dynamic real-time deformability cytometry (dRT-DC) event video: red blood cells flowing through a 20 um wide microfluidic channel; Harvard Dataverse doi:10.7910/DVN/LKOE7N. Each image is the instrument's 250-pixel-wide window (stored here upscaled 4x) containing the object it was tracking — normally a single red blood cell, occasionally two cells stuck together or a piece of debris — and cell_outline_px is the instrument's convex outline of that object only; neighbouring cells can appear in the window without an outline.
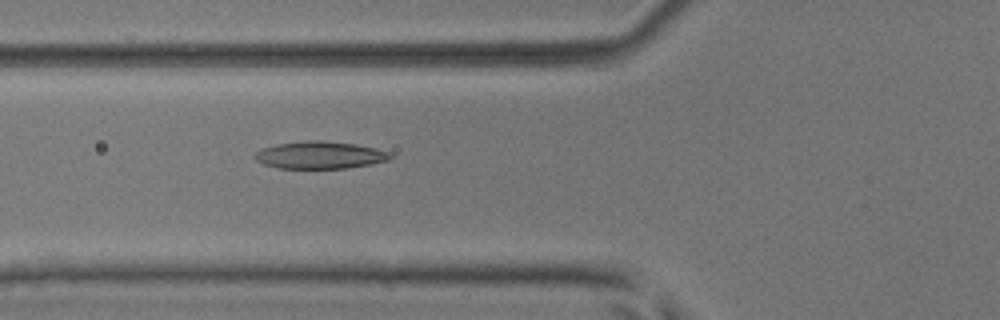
{"species": "common noctule bat (a hibernating species)", "species_latin": "Nyctalus noctula", "temperature_condition": "room temperature", "stored_images_in_passage": 46, "camera_frame_rate_fps": 3000, "um_per_image_px": 0.085, "animal": {"sex": "male", "body_mass_g": 17.9, "forearm_length_mm": 54.2}, "frame": {"image": 1, "passage_image": 15, "time_ms": 4.667, "image_size_px": [1000, 320], "cell_outline_px": [[392, 156], [388, 160], [372, 164], [348, 168], [280, 168], [264, 164], [256, 160], [252, 156], [260, 148], [276, 144], [308, 140], [324, 140], [356, 144], [376, 148], [392, 152]], "centroid_in_image_um": [27.2, 13.17], "position_along_channel_um": 98.6, "area_um2": 21.79}}
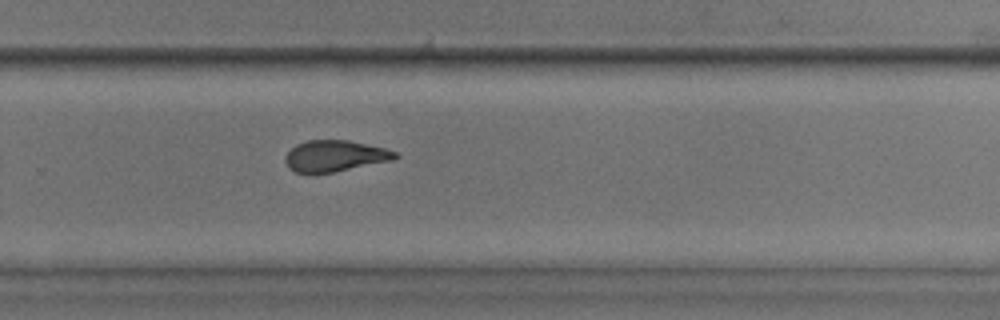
{"frame": {"image": 2, "passage_image": 30, "time_ms": 9.667, "image_size_px": [1000, 320], "cell_outline_px": [[400, 156], [392, 160], [332, 172], [296, 172], [288, 168], [284, 160], [288, 152], [296, 144], [308, 140], [348, 140], [384, 148], [396, 152]], "centroid_in_image_um": [28.46, 13.24], "position_along_channel_um": 301.3, "area_um2": 19.65}}
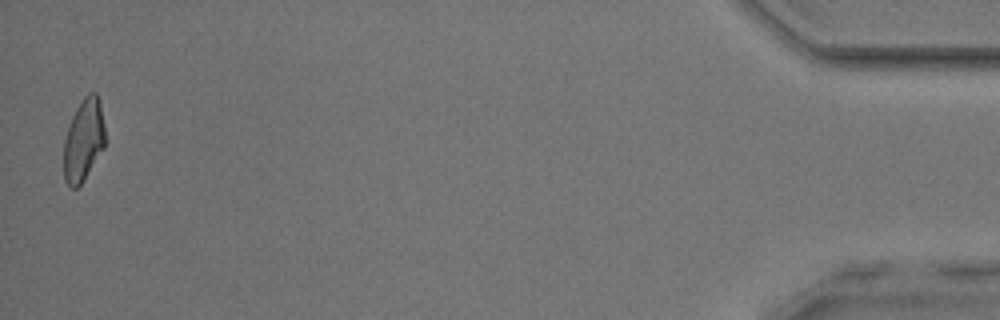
{"frame": {"image": 3, "passage_image": 46, "time_ms": 15.0, "image_size_px": [1000, 320], "cell_outline_px": [[104, 148], [84, 180], [76, 188], [72, 188], [64, 180], [64, 140], [72, 116], [76, 108], [84, 96], [88, 92], [96, 92], [100, 100], [104, 124]], "centroid_in_image_um": [7.11, 11.89], "position_along_channel_um": 428.1, "area_um2": 19.83}, "authors_computed_cell_mechanics": {"area_um2": 20.9236, "velocity_mm_per_s": 4.0665, "shape_relaxation_time_tau1_ms": 4.6853, "shape_relaxation_time_tau2_ms": 2.3758, "deformation_change_tau1": 0.1512, "deformation_change_tau2": 0.0985}}